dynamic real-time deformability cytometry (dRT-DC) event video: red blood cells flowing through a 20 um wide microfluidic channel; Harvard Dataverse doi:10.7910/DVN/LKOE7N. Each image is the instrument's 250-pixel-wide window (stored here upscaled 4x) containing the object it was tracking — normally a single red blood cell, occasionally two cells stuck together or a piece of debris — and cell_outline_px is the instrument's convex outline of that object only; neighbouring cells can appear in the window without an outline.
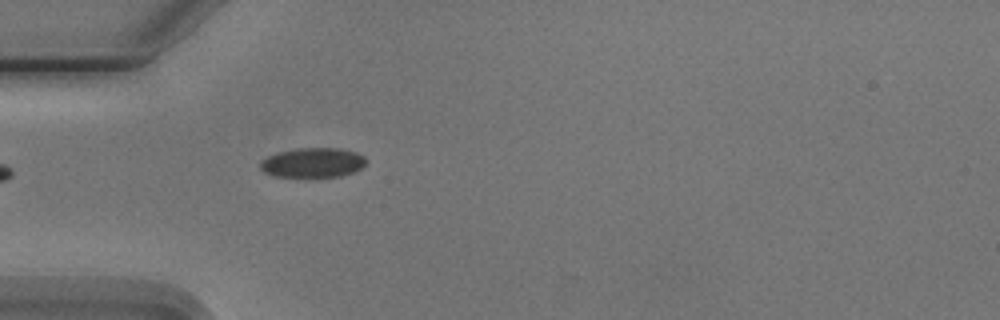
{"species": "Egyptian fruit bat (a non-hibernating species)", "species_latin": "Rousettus aegyptiacus", "temperature_condition": "cold", "stored_images_in_passage": 1, "camera_frame_rate_fps": 3000, "um_per_image_px": 0.085, "animal": {"sex": "male"}, "frame": {"image": 1, "passage_image": 1, "time_ms": 0.0, "image_size_px": [1000, 320], "cell_outline_px": [[364, 164], [360, 168], [352, 172], [340, 176], [276, 176], [264, 172], [260, 168], [260, 164], [268, 156], [280, 152], [296, 148], [336, 148], [352, 152], [364, 156]], "centroid_in_image_um": [26.56, 13.82], "position_along_channel_um": 58.4, "area_um2": 17.69}}